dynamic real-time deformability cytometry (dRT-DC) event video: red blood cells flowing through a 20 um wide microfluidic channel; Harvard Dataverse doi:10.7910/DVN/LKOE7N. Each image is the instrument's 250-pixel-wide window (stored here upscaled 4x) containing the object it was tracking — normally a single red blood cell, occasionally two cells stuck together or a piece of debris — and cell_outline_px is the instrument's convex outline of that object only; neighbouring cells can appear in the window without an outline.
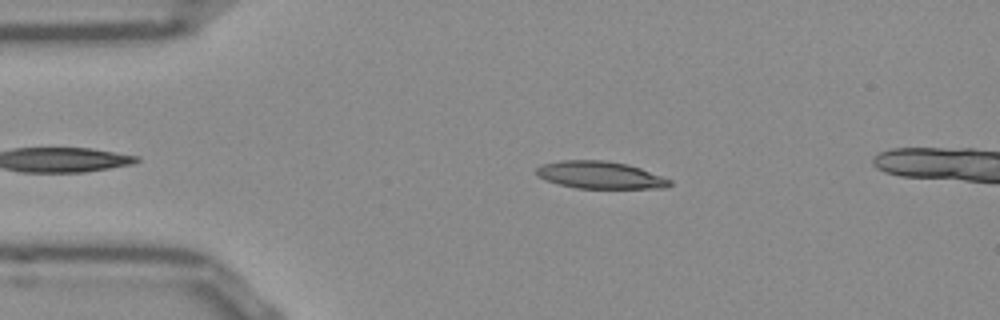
{"species": "Egyptian fruit bat (a non-hibernating species)", "species_latin": "Rousettus aegyptiacus", "temperature_condition": "room temperature", "stored_images_in_passage": 34, "camera_frame_rate_fps": 3000, "um_per_image_px": 0.085, "frame": {"image": 1, "passage_image": 1, "time_ms": 0.0, "image_size_px": [1000, 320], "cell_outline_px": [[672, 184], [664, 188], [576, 188], [560, 184], [536, 176], [536, 168], [540, 164], [564, 160], [604, 160], [628, 164], [640, 168], [672, 180]], "centroid_in_image_um": [51.0, 14.87], "position_along_channel_um": 34.0, "area_um2": 21.15}}
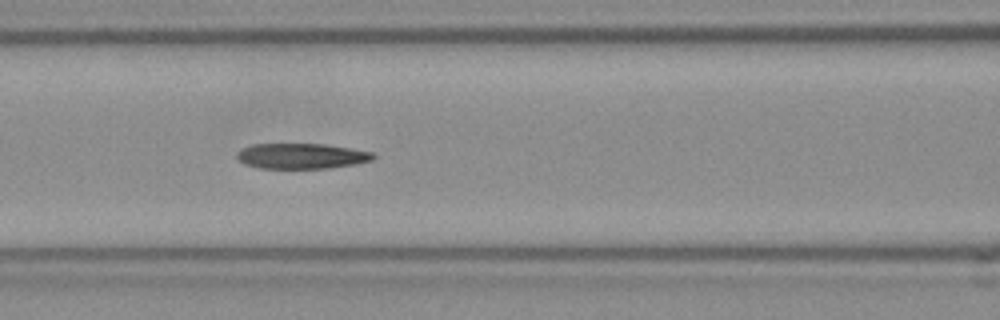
{"frame": {"image": 2, "passage_image": 12, "time_ms": 3.667, "image_size_px": [1000, 320], "cell_outline_px": [[376, 156], [372, 160], [356, 164], [332, 168], [260, 168], [244, 164], [236, 156], [236, 152], [240, 148], [252, 144], [324, 144], [352, 148], [372, 152]], "centroid_in_image_um": [25.62, 13.26], "position_along_channel_um": 141.0, "area_um2": 20.35}}
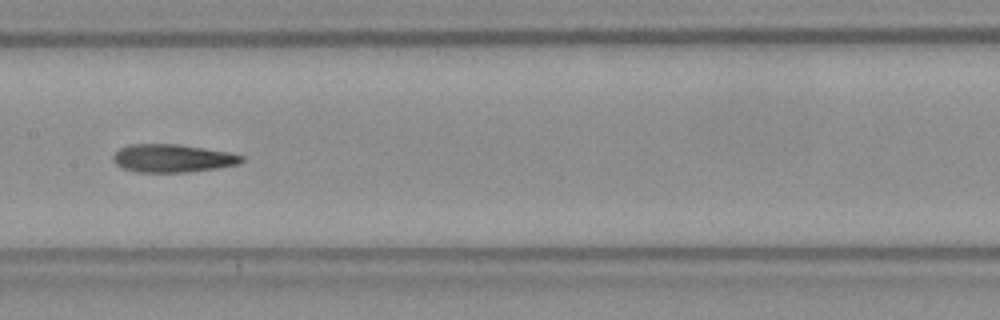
{"frame": {"image": 3, "passage_image": 16, "time_ms": 5.0, "image_size_px": [1000, 320], "cell_outline_px": [[244, 160], [240, 164], [216, 168], [184, 172], [136, 172], [124, 168], [116, 164], [112, 160], [112, 156], [120, 148], [128, 144], [180, 144], [228, 152], [244, 156]], "centroid_in_image_um": [14.66, 13.44], "position_along_channel_um": 192.7, "area_um2": 20.98}, "authors_computed_cell_mechanics": {"area_um2": 20.9525, "velocity_mm_per_s": 3.8764, "shape_relaxation_time_tau1_ms": null, "shape_relaxation_time_tau2_ms": 4.4544, "deformation_change_tau1": null, "deformation_change_tau2": 0.1494}}